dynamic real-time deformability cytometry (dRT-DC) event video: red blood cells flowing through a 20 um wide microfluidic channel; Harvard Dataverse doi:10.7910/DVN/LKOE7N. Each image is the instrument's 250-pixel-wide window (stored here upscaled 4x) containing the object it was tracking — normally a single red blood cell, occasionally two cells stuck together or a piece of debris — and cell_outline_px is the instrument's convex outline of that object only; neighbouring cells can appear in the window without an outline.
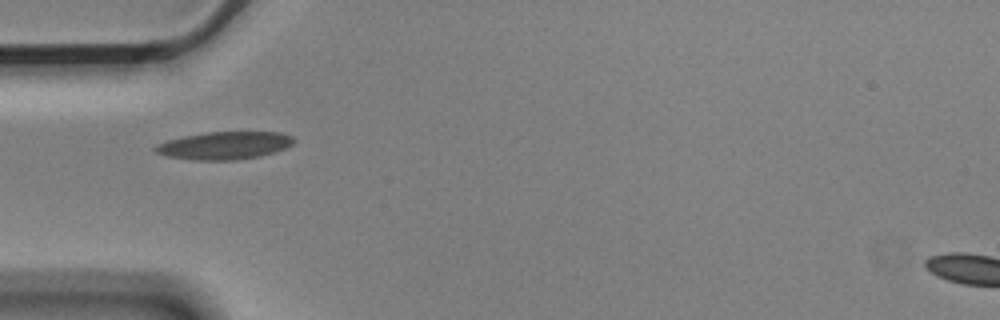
{"species": "Egyptian fruit bat (a non-hibernating species)", "species_latin": "Rousettus aegyptiacus", "temperature_condition": "cold", "stored_images_in_passage": 10, "camera_frame_rate_fps": 3000, "um_per_image_px": 0.085, "animal": {"sex": "male"}, "frame": {"image": 1, "passage_image": 1, "time_ms": 0.0, "image_size_px": [1000, 320], "cell_outline_px": [[296, 140], [292, 144], [276, 152], [260, 156], [236, 160], [192, 160], [168, 156], [156, 152], [152, 148], [156, 144], [168, 140], [184, 136], [208, 132], [280, 132], [292, 136]], "centroid_in_image_um": [19.09, 12.37], "position_along_channel_um": 65.9, "area_um2": 22.37}}
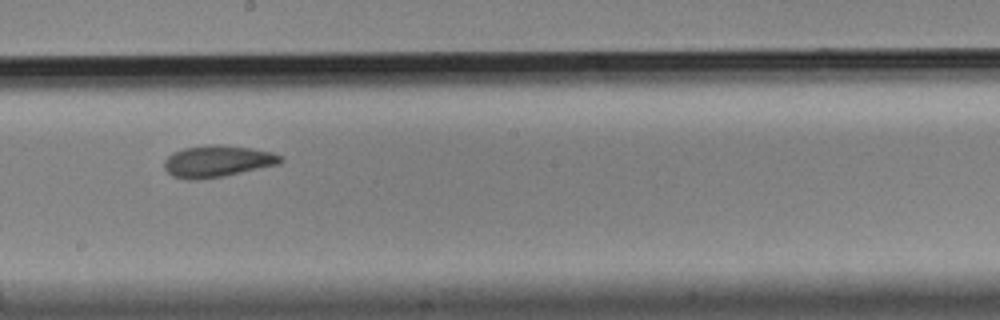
{"frame": {"image": 2, "passage_image": 5, "time_ms": 1.333, "image_size_px": [1000, 320], "cell_outline_px": [[284, 160], [280, 164], [224, 176], [196, 180], [188, 180], [172, 176], [164, 168], [164, 160], [172, 152], [184, 148], [204, 144], [216, 144], [252, 148], [272, 152], [284, 156]], "centroid_in_image_um": [18.49, 13.7], "position_along_channel_um": 229.7, "area_um2": 21.79}}
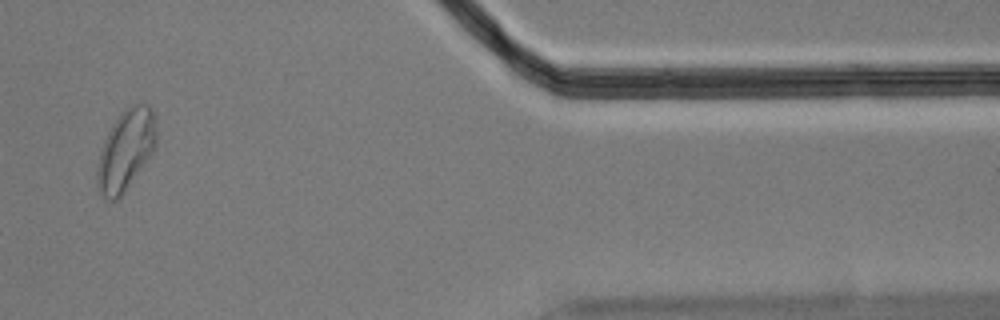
{"frame": {"image": 3, "passage_image": 9, "time_ms": 2.667, "image_size_px": [1000, 320], "cell_outline_px": [[156, 148], [124, 192], [116, 200], [108, 200], [100, 196], [96, 184], [96, 164], [104, 140], [112, 124], [120, 112], [124, 108], [132, 104], [148, 104], [152, 108], [156, 132]], "centroid_in_image_um": [10.67, 12.76], "position_along_channel_um": 400.7, "area_um2": 28.03}}